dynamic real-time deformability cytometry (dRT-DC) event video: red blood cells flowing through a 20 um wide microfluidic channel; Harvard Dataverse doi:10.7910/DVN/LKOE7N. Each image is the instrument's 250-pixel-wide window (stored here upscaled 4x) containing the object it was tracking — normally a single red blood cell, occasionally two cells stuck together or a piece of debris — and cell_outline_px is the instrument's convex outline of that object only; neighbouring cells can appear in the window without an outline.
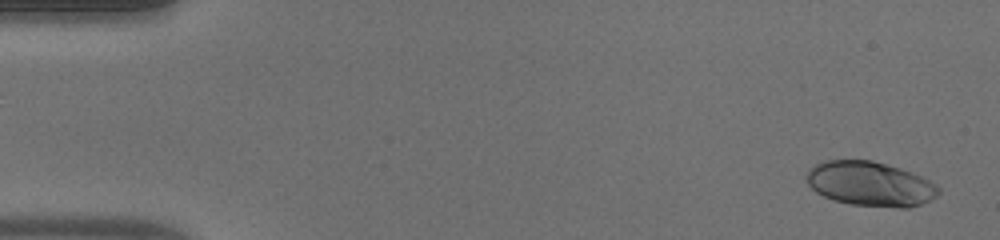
{"species": "human", "species_latin": "Homo sapiens", "temperature_condition": "warm", "stored_images_in_passage": 11, "camera_frame_rate_fps": 3000, "um_per_image_px": 0.085, "donor": {"sex": "male"}, "frame": {"image": 1, "passage_image": 1, "time_ms": 0.0, "image_size_px": [1000, 240], "cell_outline_px": [[940, 192], [936, 196], [920, 204], [908, 208], [900, 208], [852, 204], [832, 200], [816, 192], [808, 184], [808, 172], [816, 164], [828, 160], [872, 160], [900, 168], [920, 176], [936, 184], [940, 188]], "centroid_in_image_um": [73.98, 15.63], "position_along_channel_um": 11.0, "area_um2": 33.93}}